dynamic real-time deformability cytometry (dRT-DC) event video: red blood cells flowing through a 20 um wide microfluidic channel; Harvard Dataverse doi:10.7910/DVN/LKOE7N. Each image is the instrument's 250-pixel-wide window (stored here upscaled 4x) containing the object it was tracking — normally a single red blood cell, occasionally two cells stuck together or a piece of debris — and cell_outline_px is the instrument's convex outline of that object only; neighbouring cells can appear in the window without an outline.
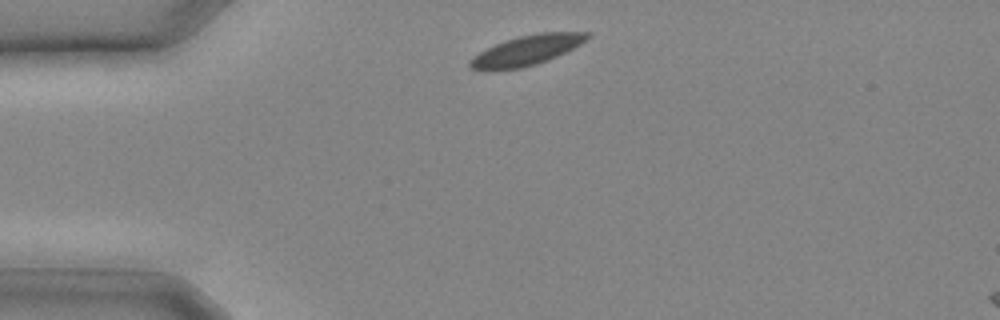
{"species": "common noctule bat (a hibernating species)", "species_latin": "Nyctalus noctula", "temperature_condition": "cold", "stored_images_in_passage": 15, "camera_frame_rate_fps": 3000, "um_per_image_px": 0.085, "animal": {"sex": "male", "body_mass_g": 20.4}, "frame": {"image": 1, "passage_image": 1, "time_ms": 0.0, "image_size_px": [1000, 320], "cell_outline_px": [[592, 36], [588, 40], [548, 60], [536, 64], [520, 68], [492, 72], [480, 72], [468, 68], [468, 60], [472, 56], [504, 40], [520, 36], [540, 32], [592, 32]], "centroid_in_image_um": [44.69, 4.31], "position_along_channel_um": 40.3, "area_um2": 20.92}}
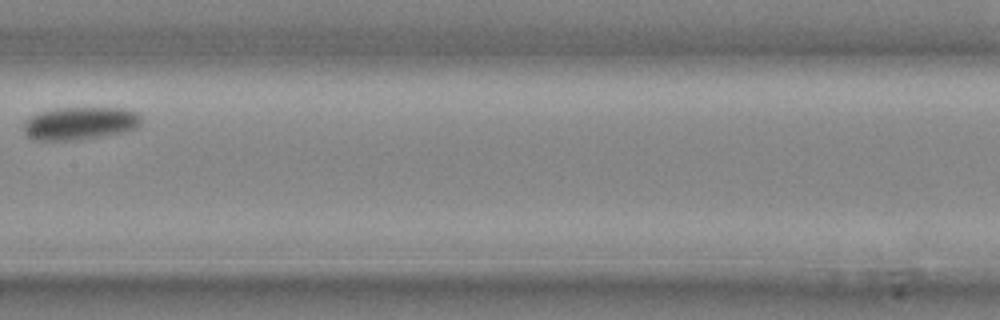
{"frame": {"image": 2, "passage_image": 9, "time_ms": 2.667, "image_size_px": [1000, 320], "cell_outline_px": [[140, 124], [136, 128], [124, 132], [100, 136], [72, 140], [32, 140], [24, 132], [24, 120], [40, 112], [56, 108], [128, 108], [136, 112], [140, 116]], "centroid_in_image_um": [6.79, 10.47], "position_along_channel_um": 200.6, "area_um2": 22.43}}
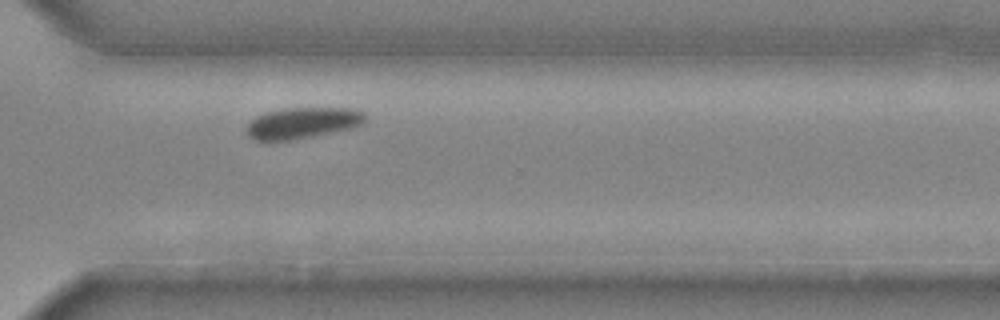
{"frame": {"image": 3, "passage_image": 15, "time_ms": 4.667, "image_size_px": [1000, 320], "cell_outline_px": [[364, 120], [360, 124], [352, 128], [296, 140], [256, 140], [248, 136], [248, 124], [256, 116], [264, 112], [284, 108], [356, 108], [364, 112]], "centroid_in_image_um": [25.73, 10.44], "position_along_channel_um": 344.9, "area_um2": 21.5}}